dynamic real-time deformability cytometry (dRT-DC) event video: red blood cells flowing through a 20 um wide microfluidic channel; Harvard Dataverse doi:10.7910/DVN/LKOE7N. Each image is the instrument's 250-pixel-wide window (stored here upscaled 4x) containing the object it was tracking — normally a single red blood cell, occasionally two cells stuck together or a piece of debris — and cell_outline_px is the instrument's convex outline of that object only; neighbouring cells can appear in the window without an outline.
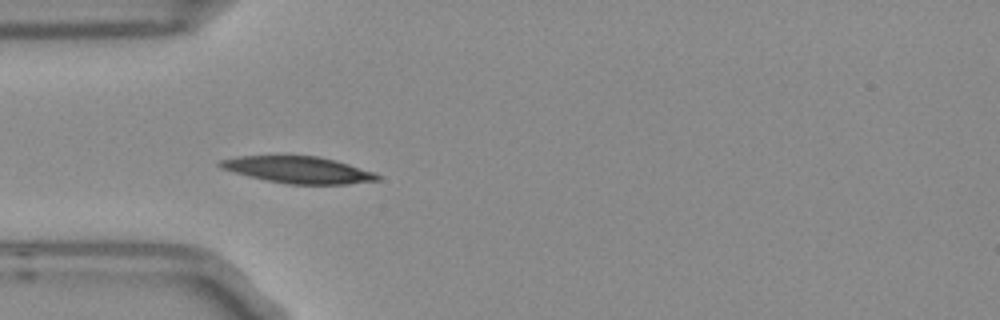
{"species": "Egyptian fruit bat (a non-hibernating species)", "species_latin": "Rousettus aegyptiacus", "temperature_condition": "room temperature", "stored_images_in_passage": 9, "camera_frame_rate_fps": 3000, "um_per_image_px": 0.085, "frame": {"image": 1, "passage_image": 4, "time_ms": 1.0, "image_size_px": [1000, 320], "cell_outline_px": [[380, 180], [348, 184], [288, 184], [248, 176], [220, 168], [216, 164], [220, 160], [236, 156], [316, 156], [336, 160], [372, 172], [380, 176]], "centroid_in_image_um": [25.31, 14.43], "position_along_channel_um": 59.7, "area_um2": 24.28}}
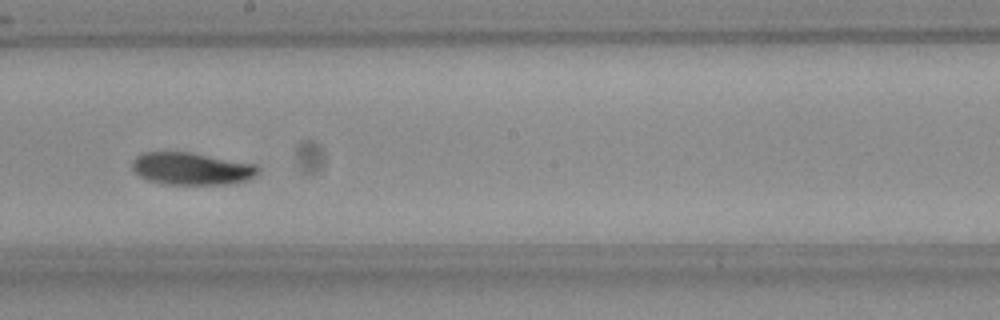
{"frame": {"image": 2, "passage_image": 8, "time_ms": 2.333, "image_size_px": [1000, 320], "cell_outline_px": [[260, 168], [252, 176], [244, 180], [224, 184], [168, 184], [148, 180], [140, 176], [132, 168], [132, 160], [136, 156], [144, 152], [188, 152], [256, 164]], "centroid_in_image_um": [16.23, 14.32], "position_along_channel_um": 232.0, "area_um2": 23.29}}